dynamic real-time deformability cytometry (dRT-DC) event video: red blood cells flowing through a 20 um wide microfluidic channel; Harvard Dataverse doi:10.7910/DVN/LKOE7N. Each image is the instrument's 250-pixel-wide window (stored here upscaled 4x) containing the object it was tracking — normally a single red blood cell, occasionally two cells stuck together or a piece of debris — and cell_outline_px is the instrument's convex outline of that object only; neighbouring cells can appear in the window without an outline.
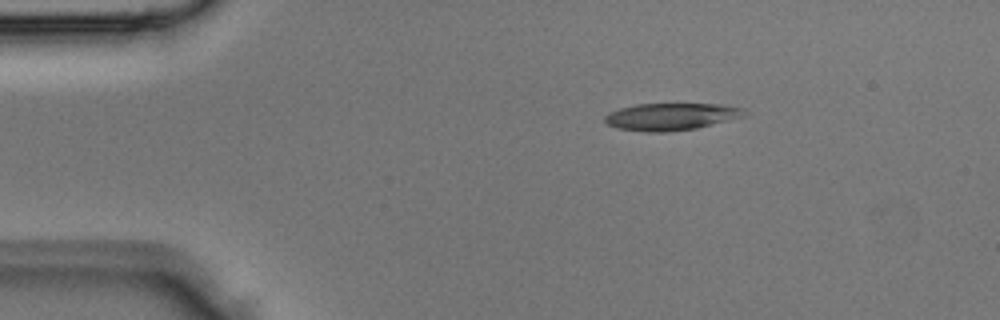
{"species": "Egyptian fruit bat (a non-hibernating species)", "species_latin": "Rousettus aegyptiacus", "temperature_condition": "room temperature", "stored_images_in_passage": 7, "camera_frame_rate_fps": 3000, "um_per_image_px": 0.085, "animal": {"sex": "male"}, "frame": {"image": 1, "passage_image": 1, "time_ms": 0.0, "image_size_px": [1000, 320], "cell_outline_px": [[744, 116], [696, 128], [668, 132], [644, 132], [616, 128], [608, 124], [604, 120], [604, 116], [608, 112], [620, 108], [636, 104], [720, 104], [744, 108]], "centroid_in_image_um": [56.98, 9.91], "position_along_channel_um": 28.0, "area_um2": 22.02}}
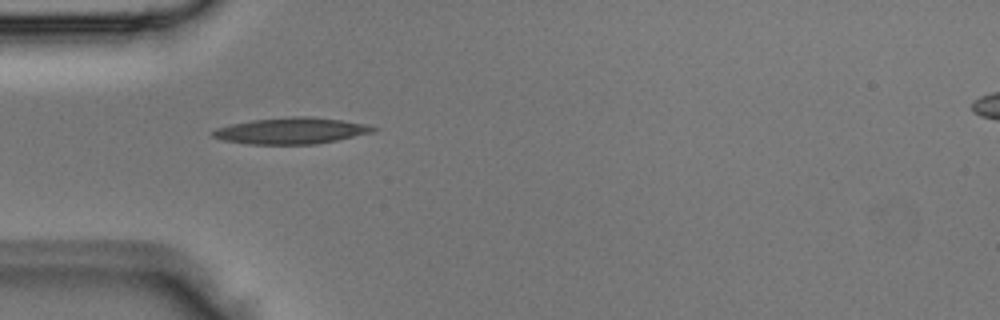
{"frame": {"image": 2, "passage_image": 6, "time_ms": 1.667, "image_size_px": [1000, 320], "cell_outline_px": [[380, 128], [372, 132], [336, 140], [316, 144], [248, 144], [224, 140], [212, 136], [212, 132], [216, 128], [228, 124], [252, 120], [292, 116], [308, 116], [340, 120], [364, 124]], "centroid_in_image_um": [24.72, 11.11], "position_along_channel_um": 60.3, "area_um2": 24.39}}